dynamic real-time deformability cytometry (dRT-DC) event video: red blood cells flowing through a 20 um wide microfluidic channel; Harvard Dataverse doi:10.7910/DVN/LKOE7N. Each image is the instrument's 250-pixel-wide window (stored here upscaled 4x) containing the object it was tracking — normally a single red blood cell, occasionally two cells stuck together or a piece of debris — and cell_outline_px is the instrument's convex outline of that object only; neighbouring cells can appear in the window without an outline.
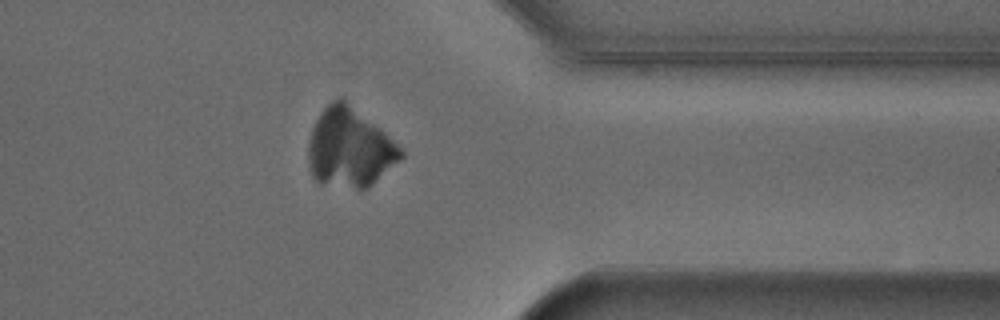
{"species": "Egyptian fruit bat (a non-hibernating species)", "species_latin": "Rousettus aegyptiacus", "temperature_condition": "cold", "stored_images_in_passage": 48, "camera_frame_rate_fps": 3000, "um_per_image_px": 0.085, "animal": {"sex": "male"}, "frame": {"image": 1, "passage_image": 43, "time_ms": 14.0, "image_size_px": [1000, 320], "cell_outline_px": [[404, 156], [400, 160], [368, 188], [356, 188], [320, 184], [312, 176], [308, 168], [308, 140], [312, 128], [320, 112], [332, 100], [340, 96], [344, 96], [380, 128], [404, 152]], "centroid_in_image_um": [29.68, 12.54], "position_along_channel_um": 381.7, "area_um2": 43.0}}